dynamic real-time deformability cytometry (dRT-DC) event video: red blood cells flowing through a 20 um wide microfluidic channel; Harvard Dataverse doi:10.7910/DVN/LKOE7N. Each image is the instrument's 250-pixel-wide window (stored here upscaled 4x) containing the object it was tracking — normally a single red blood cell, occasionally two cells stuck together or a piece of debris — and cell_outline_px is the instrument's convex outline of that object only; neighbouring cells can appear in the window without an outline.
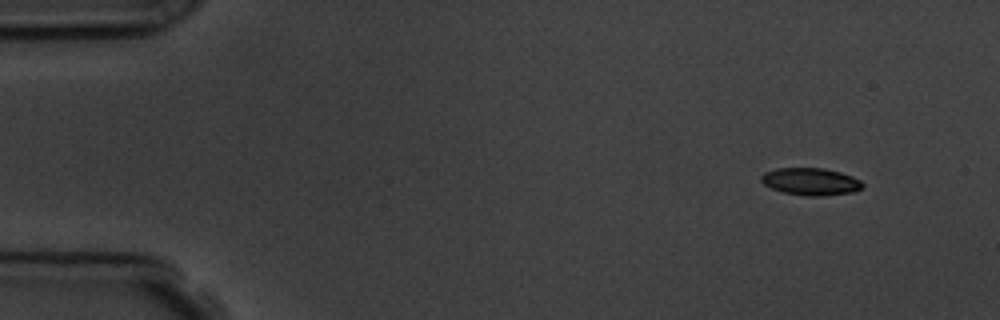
{"species": "common noctule bat (a hibernating species)", "species_latin": "Nyctalus noctula", "temperature_condition": "room temperature", "stored_images_in_passage": 8, "camera_frame_rate_fps": 3000, "um_per_image_px": 0.085, "animal": {"sex": "male", "body_mass_g": 19.5, "forearm_length_mm": 54.6}, "frame": {"image": 1, "passage_image": 1, "time_ms": 0.0, "image_size_px": [1000, 320], "cell_outline_px": [[864, 184], [860, 188], [852, 192], [820, 196], [808, 196], [784, 192], [772, 188], [764, 184], [760, 180], [760, 176], [764, 172], [776, 168], [824, 168], [840, 172], [852, 176], [860, 180]], "centroid_in_image_um": [68.88, 15.42], "position_along_channel_um": 16.1, "area_um2": 16.01}}
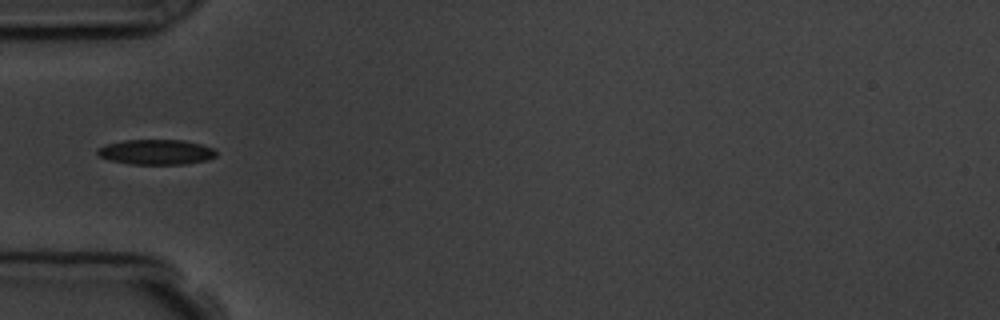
{"frame": {"image": 2, "passage_image": 4, "time_ms": 4.333, "image_size_px": [1000, 320], "cell_outline_px": [[216, 156], [208, 160], [184, 164], [128, 164], [108, 160], [100, 156], [96, 152], [96, 148], [108, 144], [124, 140], [184, 140], [216, 148]], "centroid_in_image_um": [13.28, 12.92], "position_along_channel_um": 71.7, "area_um2": 17.51}}